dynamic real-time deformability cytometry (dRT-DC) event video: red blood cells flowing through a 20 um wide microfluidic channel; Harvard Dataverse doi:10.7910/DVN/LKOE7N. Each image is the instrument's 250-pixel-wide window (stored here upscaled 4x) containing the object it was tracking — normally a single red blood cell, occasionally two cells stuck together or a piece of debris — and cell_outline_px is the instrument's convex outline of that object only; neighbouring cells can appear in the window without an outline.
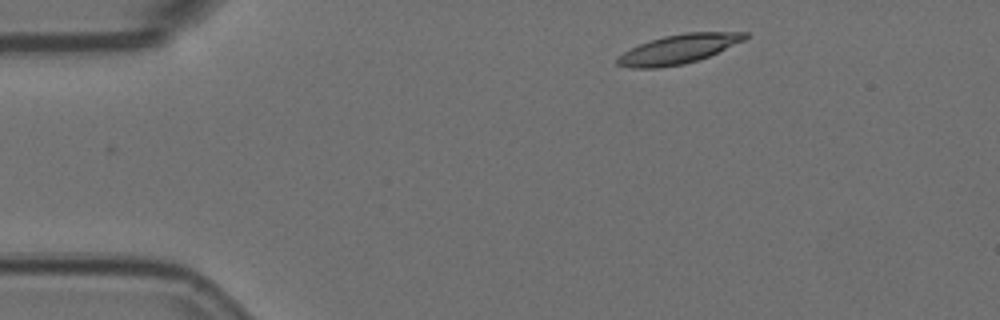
{"species": "Egyptian fruit bat (a non-hibernating species)", "species_latin": "Rousettus aegyptiacus", "temperature_condition": "room temperature", "stored_images_in_passage": 2, "camera_frame_rate_fps": 3000, "um_per_image_px": 0.085, "animal": {"sex": "female"}, "frame": {"image": 1, "passage_image": 2, "time_ms": 0.333, "image_size_px": [1000, 320], "cell_outline_px": [[748, 36], [744, 40], [708, 56], [684, 64], [660, 68], [632, 68], [616, 64], [616, 56], [640, 44], [664, 36], [684, 32], [748, 32]], "centroid_in_image_um": [57.64, 4.17], "position_along_channel_um": 27.4, "area_um2": 21.5}}